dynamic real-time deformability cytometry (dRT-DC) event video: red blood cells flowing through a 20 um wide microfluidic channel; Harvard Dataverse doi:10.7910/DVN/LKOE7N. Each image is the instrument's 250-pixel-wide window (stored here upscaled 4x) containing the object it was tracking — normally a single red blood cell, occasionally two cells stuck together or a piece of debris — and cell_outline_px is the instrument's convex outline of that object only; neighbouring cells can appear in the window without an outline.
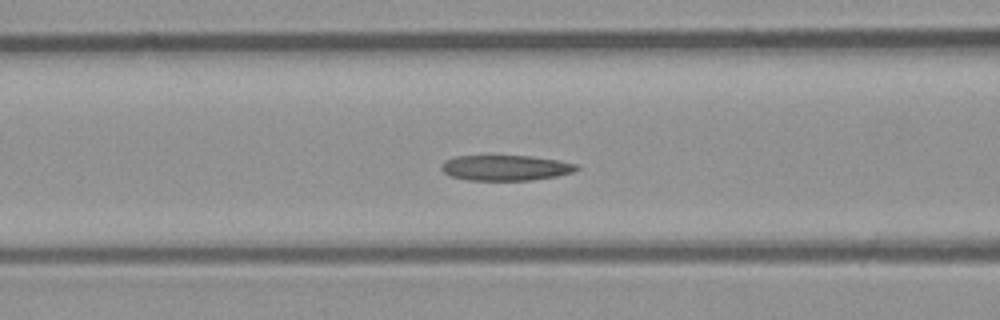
{"species": "common noctule bat (a hibernating species)", "species_latin": "Nyctalus noctula", "temperature_condition": "room temperature", "stored_images_in_passage": 44, "camera_frame_rate_fps": 3000, "um_per_image_px": 0.085, "animal": {"sex": "male", "body_mass_g": 23.1, "forearm_length_mm": 52.7}, "frame": {"image": 1, "passage_image": 20, "time_ms": 6.333, "image_size_px": [1000, 320], "cell_outline_px": [[580, 168], [572, 172], [556, 176], [532, 180], [468, 180], [452, 176], [444, 172], [440, 168], [440, 164], [444, 160], [452, 156], [532, 156], [580, 164]], "centroid_in_image_um": [42.96, 14.26], "position_along_channel_um": 123.6, "area_um2": 20.11}}
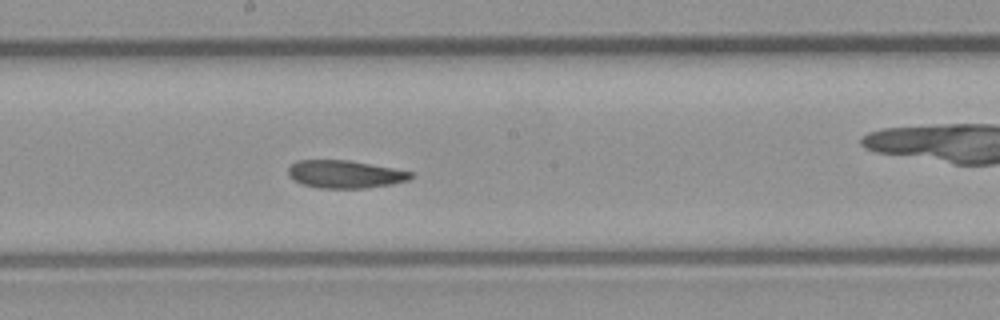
{"frame": {"image": 2, "passage_image": 27, "time_ms": 8.667, "image_size_px": [1000, 320], "cell_outline_px": [[412, 176], [408, 180], [392, 184], [364, 188], [320, 188], [304, 184], [296, 180], [288, 172], [288, 168], [296, 160], [348, 160], [392, 168], [412, 172]], "centroid_in_image_um": [29.33, 14.8], "position_along_channel_um": 218.9, "area_um2": 19.48}}
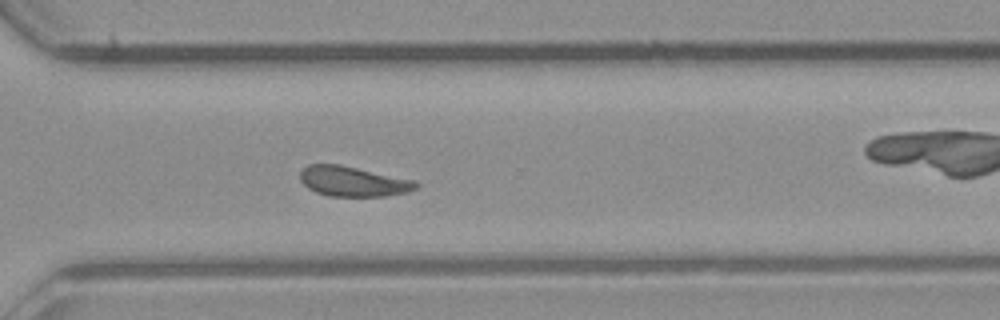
{"frame": {"image": 3, "passage_image": 36, "time_ms": 11.667, "image_size_px": [1000, 320], "cell_outline_px": [[420, 184], [416, 188], [408, 192], [384, 196], [328, 196], [316, 192], [308, 188], [300, 180], [300, 172], [308, 164], [340, 164], [416, 180]], "centroid_in_image_um": [30.03, 15.41], "position_along_channel_um": 340.6, "area_um2": 20.4}, "authors_computed_cell_mechanics": {"area_um2": 20.5768, "velocity_mm_per_s": 4.0639, "shape_relaxation_time_tau1_ms": null, "shape_relaxation_time_tau2_ms": 6.7166, "deformation_change_tau1": null, "deformation_change_tau2": 0.1369}}